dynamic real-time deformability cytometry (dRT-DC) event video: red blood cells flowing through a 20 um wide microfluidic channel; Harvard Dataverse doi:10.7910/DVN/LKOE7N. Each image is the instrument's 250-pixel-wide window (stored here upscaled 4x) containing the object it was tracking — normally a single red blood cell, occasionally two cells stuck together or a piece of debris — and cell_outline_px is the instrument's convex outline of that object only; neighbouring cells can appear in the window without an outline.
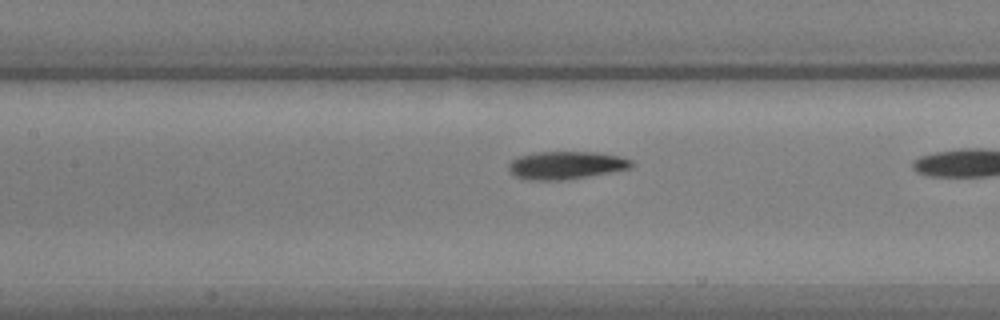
{"species": "common noctule bat (a hibernating species)", "species_latin": "Nyctalus noctula", "temperature_condition": "warm", "stored_images_in_passage": 17, "camera_frame_rate_fps": 3000, "um_per_image_px": 0.085, "animal": {"sex": "male", "body_mass_g": 17.9, "forearm_length_mm": 54.2}, "frame": {"image": 1, "passage_image": 8, "time_ms": 2.333, "image_size_px": [1000, 320], "cell_outline_px": [[636, 164], [632, 168], [568, 180], [528, 180], [516, 176], [508, 168], [508, 164], [512, 160], [520, 156], [536, 152], [596, 152], [616, 156], [632, 160]], "centroid_in_image_um": [48.14, 14.05], "position_along_channel_um": 159.3, "area_um2": 19.94}}